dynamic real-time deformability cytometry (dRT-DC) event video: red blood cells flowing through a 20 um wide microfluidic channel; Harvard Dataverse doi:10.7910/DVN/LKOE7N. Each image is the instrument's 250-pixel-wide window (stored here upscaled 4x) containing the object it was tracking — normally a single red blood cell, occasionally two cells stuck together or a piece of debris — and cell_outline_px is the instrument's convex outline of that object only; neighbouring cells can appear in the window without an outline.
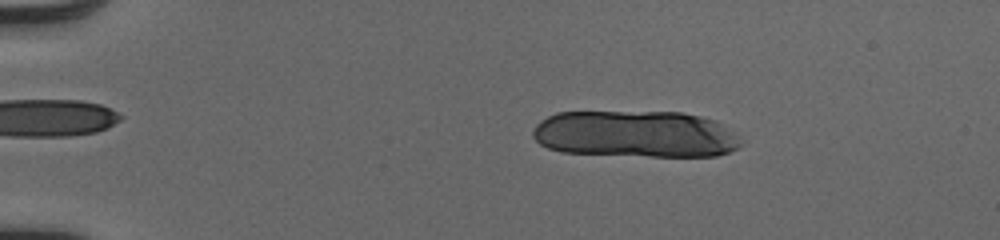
{"species": "human", "species_latin": "Homo sapiens", "temperature_condition": "cold", "stored_images_in_passage": 17, "camera_frame_rate_fps": 3000, "um_per_image_px": 0.085, "donor": {"sex": "male"}, "frame": {"image": 1, "passage_image": 9, "time_ms": 2.667, "image_size_px": [1000, 240], "cell_outline_px": [[744, 144], [728, 152], [716, 156], [652, 156], [560, 152], [548, 148], [540, 144], [532, 136], [532, 132], [536, 124], [540, 120], [556, 112], [680, 112], [700, 116], [716, 120], [732, 132]], "centroid_in_image_um": [53.99, 11.39], "position_along_channel_um": 31.0, "area_um2": 56.88}}